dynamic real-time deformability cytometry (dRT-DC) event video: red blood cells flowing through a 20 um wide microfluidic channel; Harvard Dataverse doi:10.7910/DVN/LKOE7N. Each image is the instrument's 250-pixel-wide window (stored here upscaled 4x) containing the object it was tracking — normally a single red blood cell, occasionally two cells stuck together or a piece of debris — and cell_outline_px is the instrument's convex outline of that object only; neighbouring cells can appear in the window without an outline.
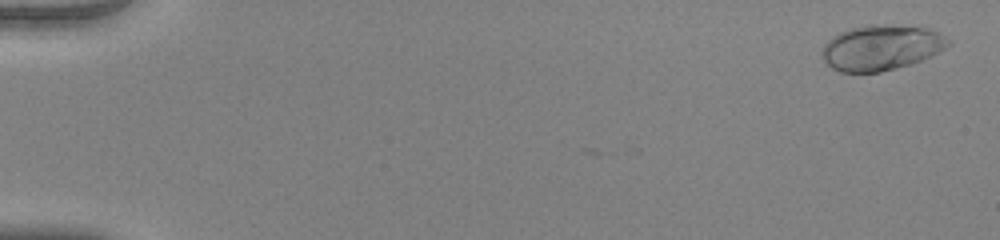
{"species": "human", "species_latin": "Homo sapiens", "temperature_condition": "warm", "stored_images_in_passage": 18, "camera_frame_rate_fps": 3000, "um_per_image_px": 0.085, "donor": {"sex": "female"}, "frame": {"image": 1, "passage_image": 2, "time_ms": 0.333, "image_size_px": [1000, 240], "cell_outline_px": [[952, 44], [940, 52], [912, 64], [880, 72], [840, 72], [832, 68], [824, 60], [820, 52], [824, 44], [832, 36], [840, 32], [852, 28], [868, 24], [920, 24], [944, 36]], "centroid_in_image_um": [74.93, 4.02], "position_along_channel_um": 10.1, "area_um2": 33.99}}